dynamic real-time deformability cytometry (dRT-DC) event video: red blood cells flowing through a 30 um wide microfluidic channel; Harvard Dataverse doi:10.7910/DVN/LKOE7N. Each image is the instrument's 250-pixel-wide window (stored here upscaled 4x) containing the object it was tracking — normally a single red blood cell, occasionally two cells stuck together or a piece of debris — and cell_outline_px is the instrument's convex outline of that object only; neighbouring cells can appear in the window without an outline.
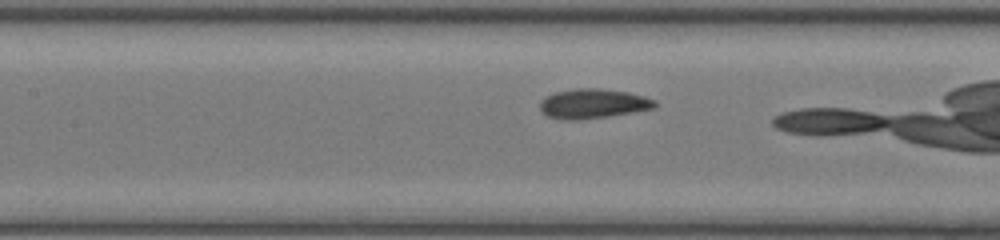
{"species": "common noctule bat (a hibernating species)", "species_latin": "Nyctalus noctula", "temperature_condition": "room temperature", "stored_images_in_passage": 35, "camera_frame_rate_fps": 3000, "um_per_image_px": 0.085, "animal": {"sex": "female", "body_mass_g": 17.0, "forearm_length_mm": 48.0}, "frame": {"image": 1, "passage_image": 19, "time_ms": 6.0, "image_size_px": [1000, 240], "cell_outline_px": [[656, 108], [608, 116], [576, 120], [568, 120], [548, 116], [540, 108], [540, 100], [556, 92], [576, 88], [600, 88], [628, 92], [644, 96], [656, 100]], "centroid_in_image_um": [50.44, 8.8], "position_along_channel_um": 157.0, "area_um2": 19.65}}
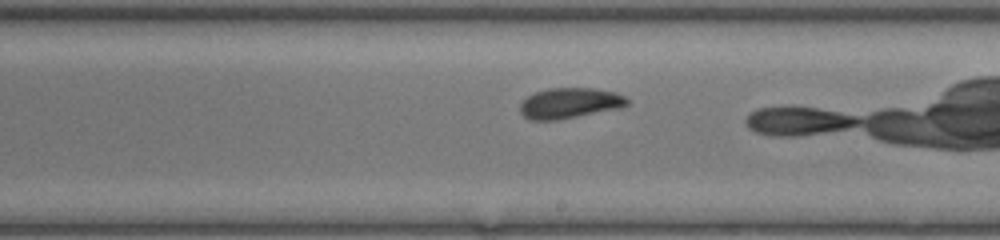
{"frame": {"image": 2, "passage_image": 25, "time_ms": 8.0, "image_size_px": [1000, 240], "cell_outline_px": [[628, 104], [620, 108], [556, 120], [532, 120], [524, 116], [520, 112], [520, 104], [528, 96], [536, 92], [548, 88], [592, 88], [616, 92], [624, 96], [628, 100]], "centroid_in_image_um": [48.42, 8.76], "position_along_channel_um": 240.6, "area_um2": 18.9}}
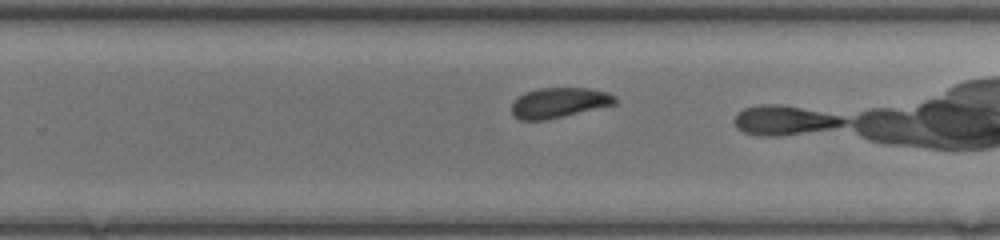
{"frame": {"image": 3, "passage_image": 28, "time_ms": 9.0, "image_size_px": [1000, 240], "cell_outline_px": [[616, 104], [564, 116], [544, 120], [520, 120], [512, 116], [512, 104], [524, 92], [540, 88], [588, 88], [608, 92], [616, 96]], "centroid_in_image_um": [47.53, 8.73], "position_along_channel_um": 282.3, "area_um2": 18.15}, "authors_computed_cell_mechanics": {"area_um2": 19.652, "velocity_mm_per_s": 4.1945, "shape_relaxation_time_tau1_ms": 1.8985, "shape_relaxation_time_tau2_ms": 1.2449, "deformation_change_tau1": 0.0962, "deformation_change_tau2": 0.0541}}